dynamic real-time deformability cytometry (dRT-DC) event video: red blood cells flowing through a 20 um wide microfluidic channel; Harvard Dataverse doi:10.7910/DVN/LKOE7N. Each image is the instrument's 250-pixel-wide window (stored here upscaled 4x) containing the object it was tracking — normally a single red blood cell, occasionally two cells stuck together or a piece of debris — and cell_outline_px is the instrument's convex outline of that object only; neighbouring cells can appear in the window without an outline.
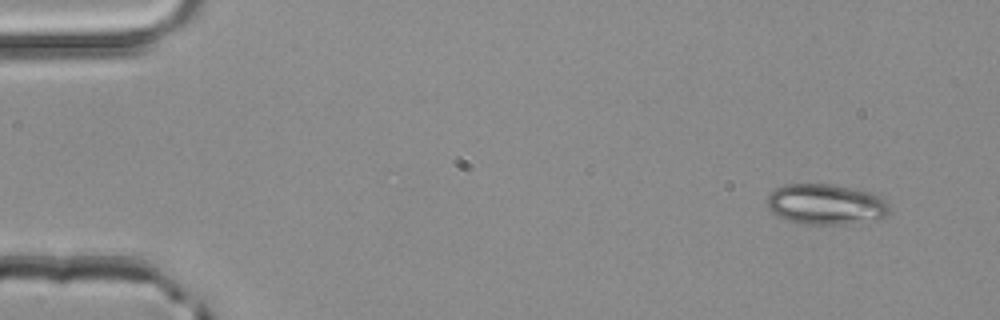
{"species": "common noctule bat (a hibernating species)", "species_latin": "Nyctalus noctula", "temperature_condition": "room temperature", "stored_images_in_passage": 2, "camera_frame_rate_fps": 3000, "um_per_image_px": 0.085, "animal": {"sex": "male", "body_mass_g": 20.4}, "frame": {"image": 1, "passage_image": 2, "time_ms": 0.333, "image_size_px": [1000, 320], "cell_outline_px": [[888, 212], [884, 216], [848, 224], [800, 224], [776, 216], [768, 208], [768, 192], [784, 184], [832, 184], [872, 192], [884, 196], [888, 200]], "centroid_in_image_um": [70.17, 17.35], "position_along_channel_um": 14.8, "area_um2": 29.07}}